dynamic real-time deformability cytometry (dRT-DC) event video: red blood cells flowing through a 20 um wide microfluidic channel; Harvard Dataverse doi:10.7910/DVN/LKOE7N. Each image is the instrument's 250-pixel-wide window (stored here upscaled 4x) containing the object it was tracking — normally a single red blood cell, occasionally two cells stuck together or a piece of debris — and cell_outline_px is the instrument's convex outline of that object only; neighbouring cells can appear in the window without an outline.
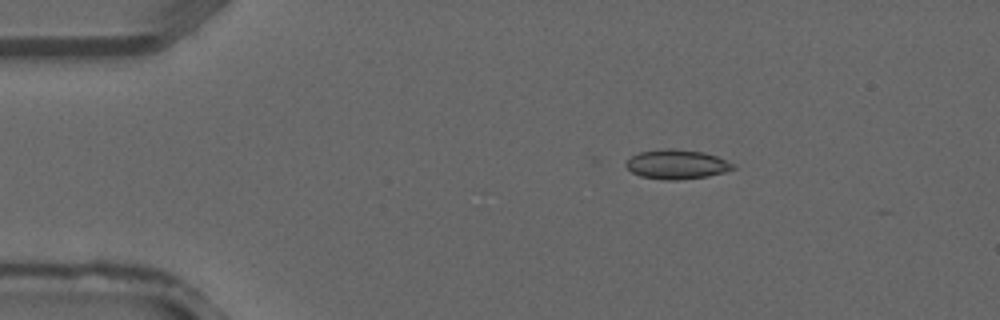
{"species": "common noctule bat (a hibernating species)", "species_latin": "Nyctalus noctula", "temperature_condition": "warm", "stored_images_in_passage": 3, "camera_frame_rate_fps": 3000, "um_per_image_px": 0.085, "animal": {"sex": "male", "forearm_length_mm": 52.5}, "frame": {"image": 1, "passage_image": 2, "time_ms": 0.333, "image_size_px": [1000, 320], "cell_outline_px": [[736, 168], [728, 172], [708, 176], [680, 180], [664, 180], [640, 176], [632, 172], [624, 164], [632, 156], [640, 152], [668, 148], [676, 148], [704, 152], [716, 156], [736, 164]], "centroid_in_image_um": [57.58, 13.97], "position_along_channel_um": 27.4, "area_um2": 18.55}}